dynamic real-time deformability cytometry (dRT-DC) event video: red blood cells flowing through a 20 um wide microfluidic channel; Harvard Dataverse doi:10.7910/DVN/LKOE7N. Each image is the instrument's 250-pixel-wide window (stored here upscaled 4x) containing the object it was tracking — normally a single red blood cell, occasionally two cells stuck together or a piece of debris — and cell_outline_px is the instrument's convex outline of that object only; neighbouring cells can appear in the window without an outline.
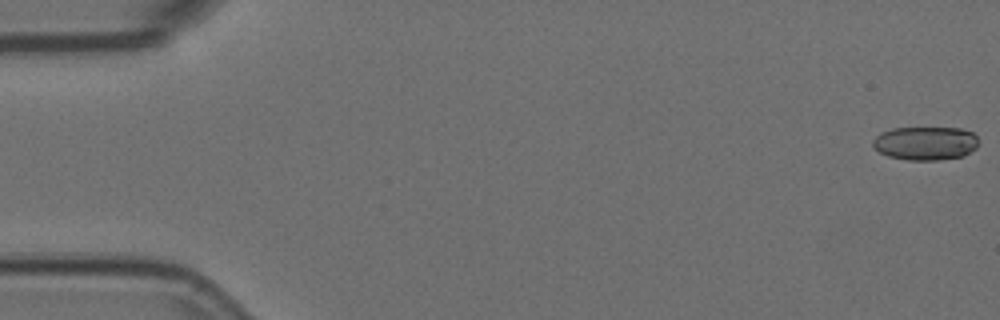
{"species": "Egyptian fruit bat (a non-hibernating species)", "species_latin": "Rousettus aegyptiacus", "temperature_condition": "room temperature", "stored_images_in_passage": 17, "camera_frame_rate_fps": 3000, "um_per_image_px": 0.085, "animal": {"sex": "female"}, "frame": {"image": 1, "passage_image": 1, "time_ms": 0.0, "image_size_px": [1000, 320], "cell_outline_px": [[976, 148], [964, 156], [940, 160], [908, 160], [888, 156], [880, 152], [872, 144], [872, 140], [880, 132], [892, 128], [960, 128], [972, 132], [976, 136]], "centroid_in_image_um": [78.64, 12.17], "position_along_channel_um": 6.4, "area_um2": 20.69}}
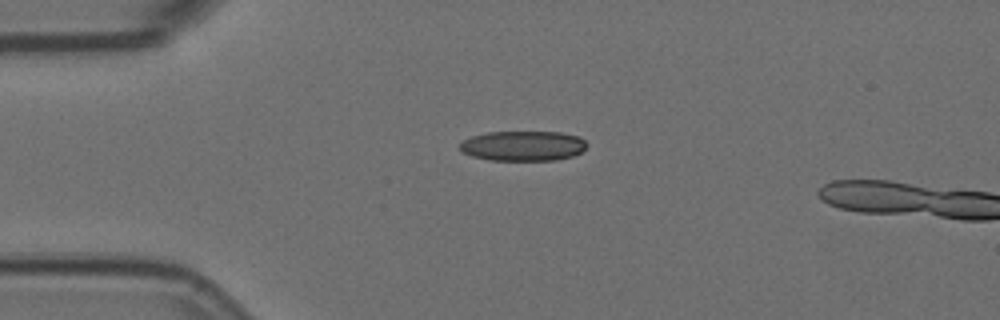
{"frame": {"image": 2, "passage_image": 14, "time_ms": 4.333, "image_size_px": [1000, 320], "cell_outline_px": [[588, 144], [580, 152], [572, 156], [556, 160], [488, 160], [472, 156], [464, 152], [460, 148], [460, 144], [464, 140], [472, 136], [488, 132], [560, 132], [580, 136]], "centroid_in_image_um": [44.48, 12.39], "position_along_channel_um": 40.5, "area_um2": 22.14}}